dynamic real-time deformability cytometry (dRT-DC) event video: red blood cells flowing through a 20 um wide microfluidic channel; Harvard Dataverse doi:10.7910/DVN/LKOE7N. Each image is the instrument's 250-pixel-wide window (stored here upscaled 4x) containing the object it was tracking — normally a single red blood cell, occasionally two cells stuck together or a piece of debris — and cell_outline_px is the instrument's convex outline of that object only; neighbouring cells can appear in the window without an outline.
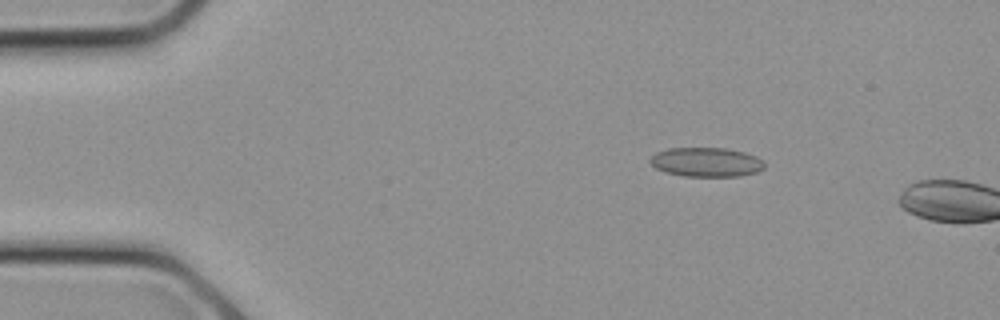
{"species": "common noctule bat (a hibernating species)", "species_latin": "Nyctalus noctula", "temperature_condition": "cold", "stored_images_in_passage": 4, "camera_frame_rate_fps": 3000, "um_per_image_px": 0.085, "animal": {"sex": "female", "body_mass_g": 21.9}, "frame": {"image": 1, "passage_image": 3, "time_ms": 0.667, "image_size_px": [1000, 320], "cell_outline_px": [[764, 168], [756, 172], [740, 176], [684, 176], [668, 172], [656, 168], [648, 160], [656, 152], [668, 148], [728, 148], [744, 152], [756, 156], [764, 160]], "centroid_in_image_um": [60.06, 13.77], "position_along_channel_um": 24.9, "area_um2": 19.48}}